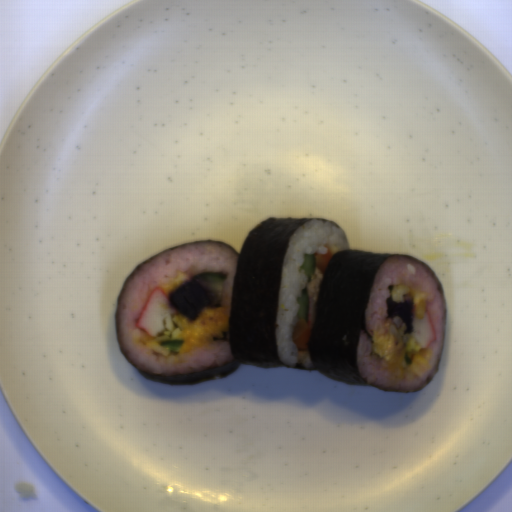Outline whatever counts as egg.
Listing matches in <instances>:
<instances>
[{"label": "egg", "mask_w": 512, "mask_h": 512, "mask_svg": "<svg viewBox=\"0 0 512 512\" xmlns=\"http://www.w3.org/2000/svg\"><path fill=\"white\" fill-rule=\"evenodd\" d=\"M229 313L226 308L203 306L197 319L190 321L189 317L181 319L182 334L180 352L186 353L195 348L209 346L213 338L222 339V332L228 330Z\"/></svg>", "instance_id": "obj_1"}, {"label": "egg", "mask_w": 512, "mask_h": 512, "mask_svg": "<svg viewBox=\"0 0 512 512\" xmlns=\"http://www.w3.org/2000/svg\"><path fill=\"white\" fill-rule=\"evenodd\" d=\"M396 341L392 335H377L373 336V349L375 354L386 361L393 360L395 356Z\"/></svg>", "instance_id": "obj_2"}, {"label": "egg", "mask_w": 512, "mask_h": 512, "mask_svg": "<svg viewBox=\"0 0 512 512\" xmlns=\"http://www.w3.org/2000/svg\"><path fill=\"white\" fill-rule=\"evenodd\" d=\"M427 295L418 293L413 297V321L422 319L426 314Z\"/></svg>", "instance_id": "obj_3"}, {"label": "egg", "mask_w": 512, "mask_h": 512, "mask_svg": "<svg viewBox=\"0 0 512 512\" xmlns=\"http://www.w3.org/2000/svg\"><path fill=\"white\" fill-rule=\"evenodd\" d=\"M409 291V288L403 285H394V290L391 292L392 300L396 303L404 302V294Z\"/></svg>", "instance_id": "obj_4"}]
</instances>
